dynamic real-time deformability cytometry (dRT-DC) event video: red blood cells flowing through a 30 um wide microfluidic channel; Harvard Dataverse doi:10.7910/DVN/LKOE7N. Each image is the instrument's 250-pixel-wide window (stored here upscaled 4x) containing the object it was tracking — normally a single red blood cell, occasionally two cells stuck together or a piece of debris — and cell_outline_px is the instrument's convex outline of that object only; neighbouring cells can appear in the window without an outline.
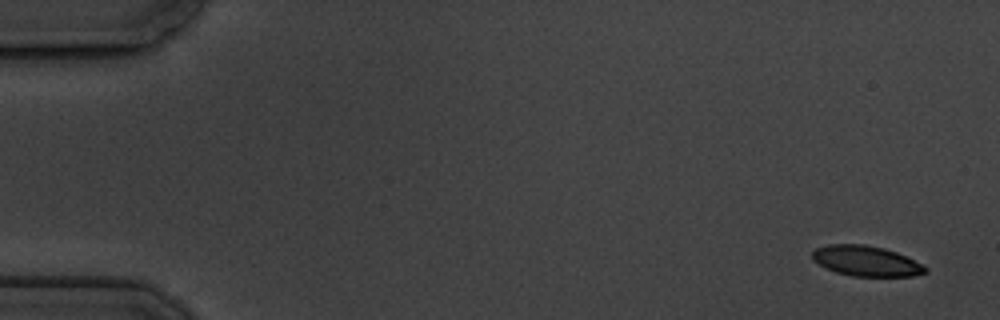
{"species": "common noctule bat (a hibernating species)", "species_latin": "Nyctalus noctula", "temperature_condition": "cold", "stored_images_in_passage": 9, "camera_frame_rate_fps": 3000, "um_per_image_px": 0.085, "animal": {"sex": "male", "body_mass_g": 19.5, "forearm_length_mm": 54.6}, "frame": {"image": 1, "passage_image": 1, "time_ms": 0.0, "image_size_px": [1000, 320], "cell_outline_px": [[928, 272], [912, 276], [852, 276], [836, 272], [812, 260], [812, 252], [816, 248], [828, 244], [864, 244], [884, 248], [896, 252], [924, 264], [928, 268]], "centroid_in_image_um": [73.65, 22.18], "position_along_channel_um": 11.4, "area_um2": 20.0}}
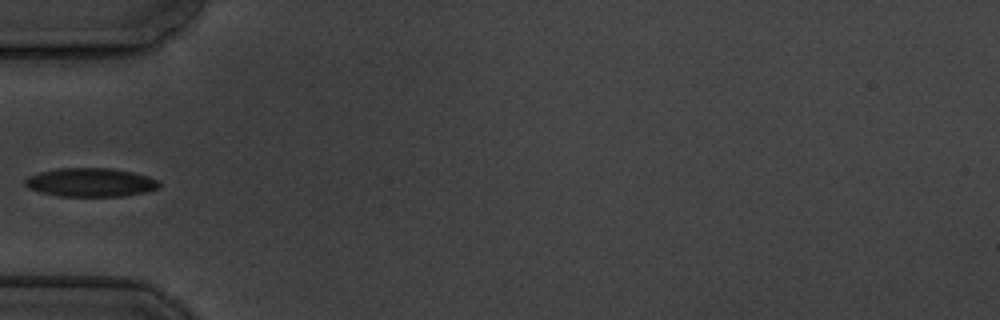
{"frame": {"image": 2, "passage_image": 6, "time_ms": 5.667, "image_size_px": [1000, 320], "cell_outline_px": [[160, 188], [148, 192], [124, 196], [60, 196], [40, 192], [28, 188], [24, 184], [24, 180], [28, 176], [40, 172], [60, 168], [112, 168], [132, 172], [148, 176], [160, 180]], "centroid_in_image_um": [7.74, 15.5], "position_along_channel_um": 77.3, "area_um2": 22.6}}
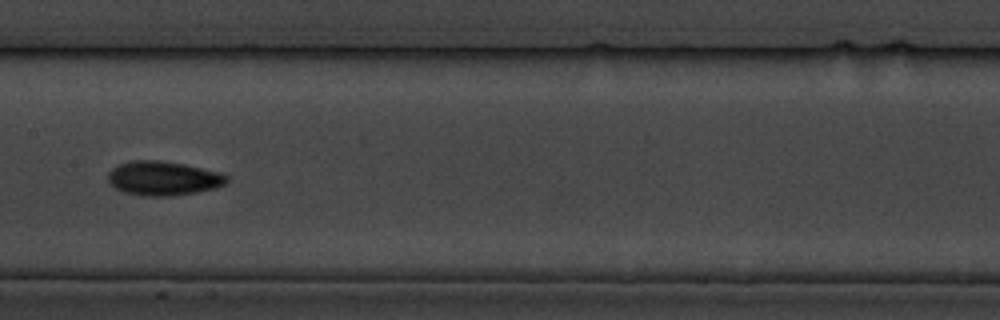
{"frame": {"image": 3, "passage_image": 9, "time_ms": 9.0, "image_size_px": [1000, 320], "cell_outline_px": [[228, 180], [224, 184], [216, 188], [196, 192], [168, 196], [148, 196], [124, 192], [116, 188], [108, 180], [108, 172], [116, 164], [128, 160], [160, 160], [184, 164], [220, 172], [228, 176]], "centroid_in_image_um": [13.86, 15.14], "position_along_channel_um": 193.5, "area_um2": 23.7}}